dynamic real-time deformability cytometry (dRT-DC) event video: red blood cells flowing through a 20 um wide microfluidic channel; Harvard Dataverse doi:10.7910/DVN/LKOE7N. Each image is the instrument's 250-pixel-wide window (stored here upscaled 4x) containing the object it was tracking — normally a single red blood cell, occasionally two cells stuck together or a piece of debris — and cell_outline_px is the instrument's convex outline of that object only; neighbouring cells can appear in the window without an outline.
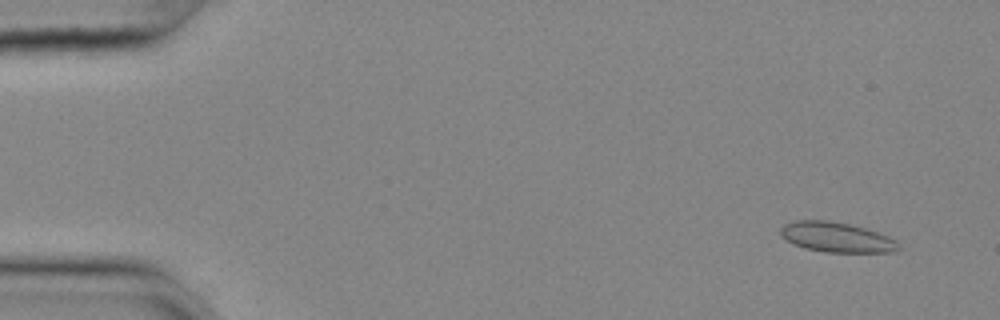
{"species": "common noctule bat (a hibernating species)", "species_latin": "Nyctalus noctula", "temperature_condition": "cold", "stored_images_in_passage": 9, "camera_frame_rate_fps": 3000, "um_per_image_px": 0.085, "animal": {"sex": "female", "body_mass_g": 25.1}, "frame": {"image": 1, "passage_image": 3, "time_ms": 0.667, "image_size_px": [1000, 320], "cell_outline_px": [[900, 248], [896, 252], [824, 252], [804, 248], [780, 236], [780, 228], [784, 224], [796, 220], [828, 220], [848, 224], [864, 228], [876, 232], [896, 240]], "centroid_in_image_um": [71.09, 20.16], "position_along_channel_um": 13.9, "area_um2": 20.46}}